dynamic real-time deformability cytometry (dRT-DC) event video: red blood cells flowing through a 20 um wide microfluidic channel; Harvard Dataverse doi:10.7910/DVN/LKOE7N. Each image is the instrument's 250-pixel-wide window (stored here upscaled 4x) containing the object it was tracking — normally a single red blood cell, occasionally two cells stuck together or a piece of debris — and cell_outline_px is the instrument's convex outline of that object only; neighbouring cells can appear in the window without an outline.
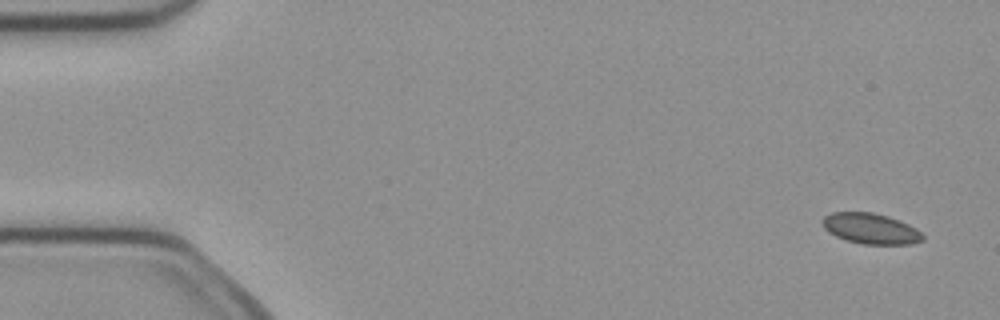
{"species": "common noctule bat (a hibernating species)", "species_latin": "Nyctalus noctula", "temperature_condition": "cold", "stored_images_in_passage": 5, "camera_frame_rate_fps": 3000, "um_per_image_px": 0.085, "animal": {"sex": "female", "body_mass_g": 21.9}, "frame": {"image": 1, "passage_image": 1, "time_ms": 0.0, "image_size_px": [1000, 320], "cell_outline_px": [[924, 240], [912, 244], [864, 244], [848, 240], [836, 236], [828, 232], [824, 228], [820, 220], [824, 216], [832, 212], [872, 212], [888, 216], [900, 220], [916, 228], [924, 236]], "centroid_in_image_um": [74.0, 19.42], "position_along_channel_um": 11.0, "area_um2": 17.98}}
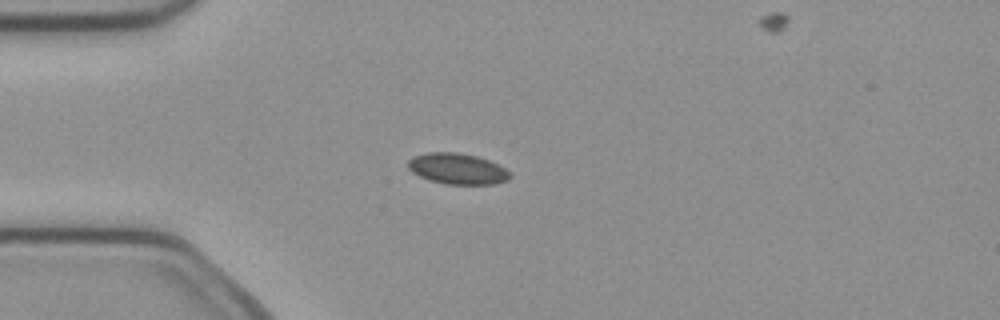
{"frame": {"image": 2, "passage_image": 4, "time_ms": 1.0, "image_size_px": [1000, 320], "cell_outline_px": [[512, 176], [508, 180], [492, 184], [444, 184], [428, 180], [412, 172], [408, 168], [408, 160], [412, 156], [428, 152], [456, 152], [476, 156], [488, 160], [512, 172]], "centroid_in_image_um": [38.86, 14.34], "position_along_channel_um": 46.1, "area_um2": 18.44}}